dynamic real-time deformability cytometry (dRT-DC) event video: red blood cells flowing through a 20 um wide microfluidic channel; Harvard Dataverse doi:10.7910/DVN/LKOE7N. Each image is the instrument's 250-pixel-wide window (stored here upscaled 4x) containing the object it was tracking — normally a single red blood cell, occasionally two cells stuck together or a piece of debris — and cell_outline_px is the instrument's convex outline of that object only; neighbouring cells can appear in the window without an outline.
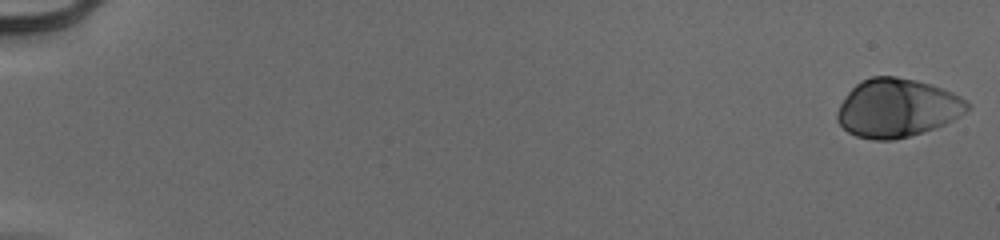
{"species": "human", "species_latin": "Homo sapiens", "temperature_condition": "cold", "stored_images_in_passage": 54, "camera_frame_rate_fps": 3000, "um_per_image_px": 0.085, "donor": {"sex": "male"}, "frame": {"image": 1, "passage_image": 1, "time_ms": 0.0, "image_size_px": [1000, 240], "cell_outline_px": [[972, 104], [960, 116], [944, 124], [896, 140], [872, 140], [856, 136], [848, 132], [836, 120], [836, 112], [844, 96], [860, 80], [872, 76], [896, 76], [916, 80], [932, 84], [952, 92], [960, 96]], "centroid_in_image_um": [76.23, 9.17], "position_along_channel_um": 8.8, "area_um2": 44.39}}
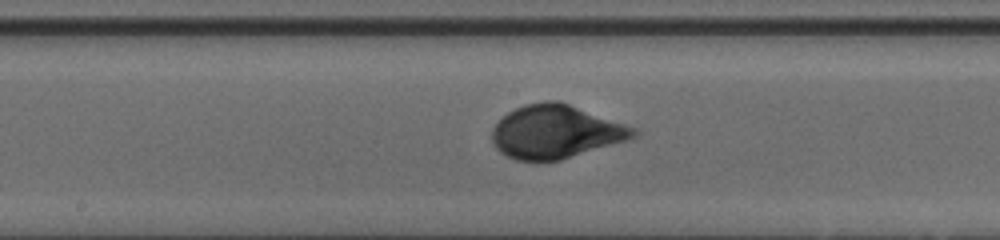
{"frame": {"image": 2, "passage_image": 31, "time_ms": 10.0, "image_size_px": [1000, 240], "cell_outline_px": [[640, 132], [636, 136], [628, 140], [560, 160], [516, 160], [500, 152], [496, 148], [492, 140], [492, 128], [508, 112], [524, 104], [544, 100], [560, 100], [636, 128]], "centroid_in_image_um": [47.25, 11.18], "position_along_channel_um": 200.9, "area_um2": 43.93}}
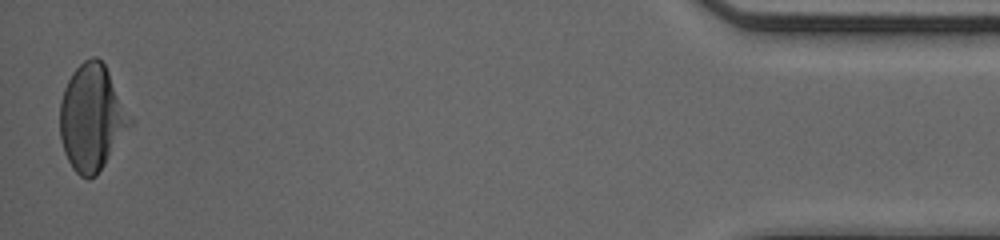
{"frame": {"image": 3, "passage_image": 54, "time_ms": 17.667, "image_size_px": [1000, 240], "cell_outline_px": [[132, 124], [96, 176], [88, 180], [80, 176], [72, 168], [64, 152], [60, 136], [60, 100], [64, 88], [72, 72], [84, 60], [92, 56], [96, 56], [104, 64], [132, 116]], "centroid_in_image_um": [7.8, 10.01], "position_along_channel_um": 427.4, "area_um2": 43.23}, "authors_computed_cell_mechanics": {"area_um2": 43.061, "velocity_mm_per_s": 3.9408, "shape_relaxation_time_tau1_ms": 4.3185, "shape_relaxation_time_tau2_ms": null, "deformation_change_tau1": 0.1719, "deformation_change_tau2": null}}